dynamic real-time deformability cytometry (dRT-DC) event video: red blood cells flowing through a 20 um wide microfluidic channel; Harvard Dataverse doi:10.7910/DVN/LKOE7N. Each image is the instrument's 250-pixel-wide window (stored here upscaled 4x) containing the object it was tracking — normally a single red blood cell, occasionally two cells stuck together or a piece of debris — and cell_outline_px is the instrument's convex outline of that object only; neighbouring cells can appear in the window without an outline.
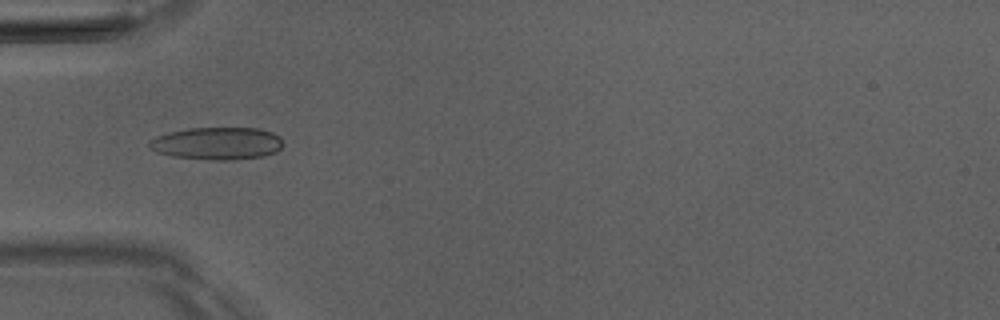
{"species": "Egyptian fruit bat (a non-hibernating species)", "species_latin": "Rousettus aegyptiacus", "temperature_condition": "room temperature", "stored_images_in_passage": 8, "camera_frame_rate_fps": 3000, "um_per_image_px": 0.085, "animal": {"sex": "male"}, "frame": {"image": 1, "passage_image": 4, "time_ms": 4.333, "image_size_px": [1000, 320], "cell_outline_px": [[280, 148], [276, 152], [264, 156], [232, 160], [216, 160], [172, 156], [156, 152], [148, 148], [148, 144], [156, 136], [168, 132], [188, 128], [260, 128], [272, 132], [280, 136]], "centroid_in_image_um": [18.44, 12.18], "position_along_channel_um": 66.6, "area_um2": 25.32}}